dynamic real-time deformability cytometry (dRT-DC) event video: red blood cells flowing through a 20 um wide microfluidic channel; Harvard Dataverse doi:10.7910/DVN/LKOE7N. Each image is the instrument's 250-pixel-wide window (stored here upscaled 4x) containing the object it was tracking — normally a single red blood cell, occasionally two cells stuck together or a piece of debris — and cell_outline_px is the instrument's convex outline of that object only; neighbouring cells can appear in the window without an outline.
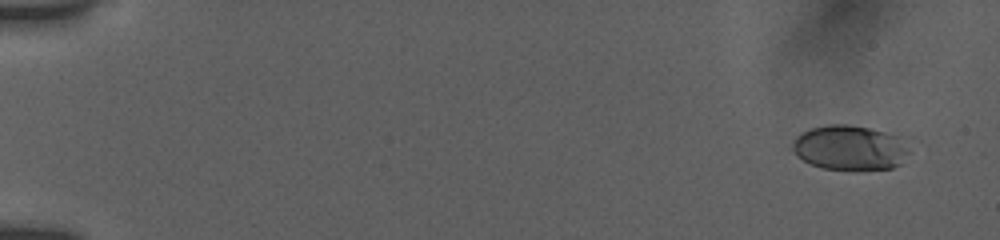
{"species": "human", "species_latin": "Homo sapiens", "temperature_condition": "room temperature", "stored_images_in_passage": 29, "camera_frame_rate_fps": 3000, "um_per_image_px": 0.085, "donor": {"sex": "female"}, "frame": {"image": 1, "passage_image": 5, "time_ms": 1.0, "image_size_px": [1000, 240], "cell_outline_px": [[912, 152], [900, 164], [892, 168], [856, 172], [824, 168], [812, 164], [796, 156], [788, 148], [796, 136], [800, 132], [812, 128], [828, 124], [848, 124], [868, 128], [900, 136]], "centroid_in_image_um": [72.23, 12.59], "position_along_channel_um": 12.8, "area_um2": 31.44}}
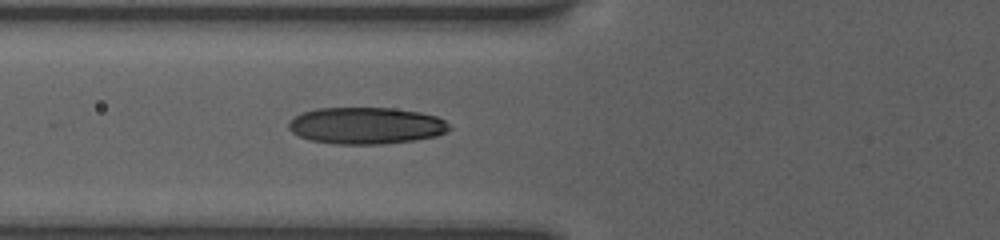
{"frame": {"image": 2, "passage_image": 26, "time_ms": 7.333, "image_size_px": [1000, 240], "cell_outline_px": [[452, 128], [448, 132], [436, 136], [416, 140], [384, 144], [332, 144], [308, 140], [292, 132], [288, 128], [288, 120], [304, 112], [316, 108], [392, 108], [420, 112], [436, 116], [444, 120]], "centroid_in_image_um": [31.12, 10.69], "position_along_channel_um": 94.7, "area_um2": 34.68}}
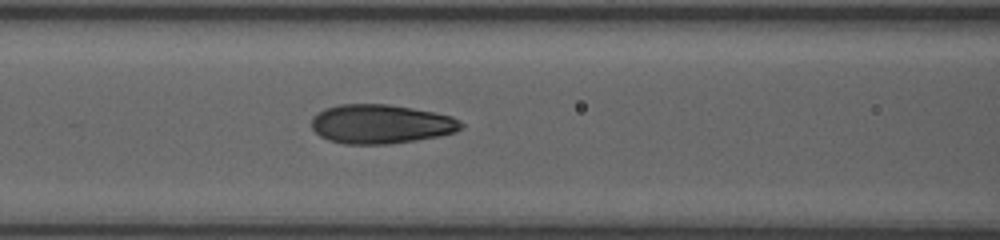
{"frame": {"image": 3, "passage_image": 29, "time_ms": 8.333, "image_size_px": [1000, 240], "cell_outline_px": [[464, 124], [456, 132], [440, 136], [388, 144], [344, 144], [328, 140], [320, 136], [312, 128], [312, 116], [324, 108], [340, 104], [388, 104], [412, 108], [452, 116], [460, 120]], "centroid_in_image_um": [32.36, 10.54], "position_along_channel_um": 134.2, "area_um2": 34.16}}